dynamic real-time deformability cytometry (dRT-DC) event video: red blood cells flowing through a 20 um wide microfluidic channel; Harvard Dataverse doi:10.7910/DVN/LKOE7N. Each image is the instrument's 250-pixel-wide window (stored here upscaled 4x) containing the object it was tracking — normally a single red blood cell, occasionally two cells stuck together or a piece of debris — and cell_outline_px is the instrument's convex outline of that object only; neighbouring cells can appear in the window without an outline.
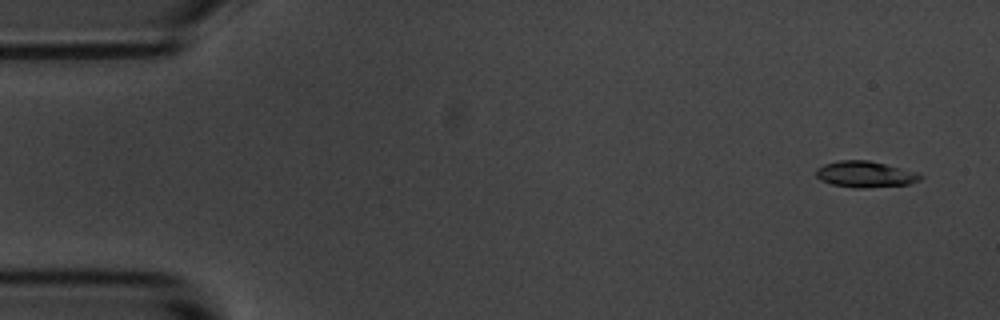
{"species": "common noctule bat (a hibernating species)", "species_latin": "Nyctalus noctula", "temperature_condition": "room temperature", "stored_images_in_passage": 16, "camera_frame_rate_fps": 3000, "um_per_image_px": 0.085, "animal": {"sex": "male", "body_mass_g": 20.1, "forearm_length_mm": 53.5}, "frame": {"image": 1, "passage_image": 2, "time_ms": 0.333, "image_size_px": [1000, 320], "cell_outline_px": [[924, 176], [920, 180], [908, 184], [864, 188], [852, 188], [832, 184], [820, 180], [816, 176], [816, 168], [824, 164], [840, 160], [868, 160], [916, 172]], "centroid_in_image_um": [73.51, 14.82], "position_along_channel_um": 11.5, "area_um2": 15.84}}
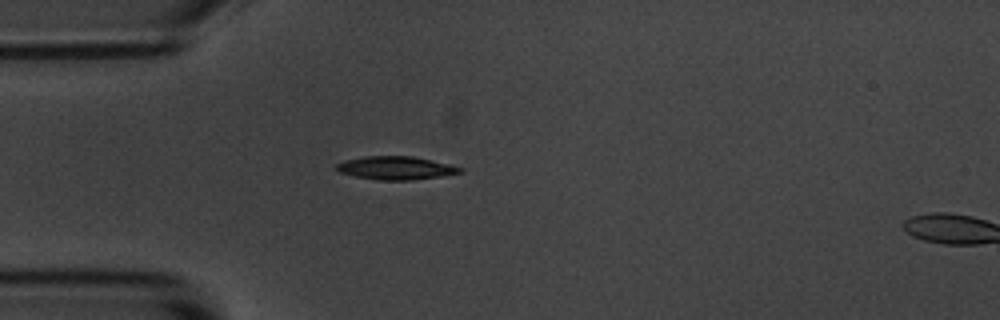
{"frame": {"image": 2, "passage_image": 14, "time_ms": 4.333, "image_size_px": [1000, 320], "cell_outline_px": [[464, 172], [440, 176], [412, 180], [376, 180], [356, 176], [340, 172], [336, 168], [336, 164], [344, 160], [364, 156], [412, 156], [448, 164], [464, 168]], "centroid_in_image_um": [33.64, 14.28], "position_along_channel_um": 51.4, "area_um2": 16.65}}